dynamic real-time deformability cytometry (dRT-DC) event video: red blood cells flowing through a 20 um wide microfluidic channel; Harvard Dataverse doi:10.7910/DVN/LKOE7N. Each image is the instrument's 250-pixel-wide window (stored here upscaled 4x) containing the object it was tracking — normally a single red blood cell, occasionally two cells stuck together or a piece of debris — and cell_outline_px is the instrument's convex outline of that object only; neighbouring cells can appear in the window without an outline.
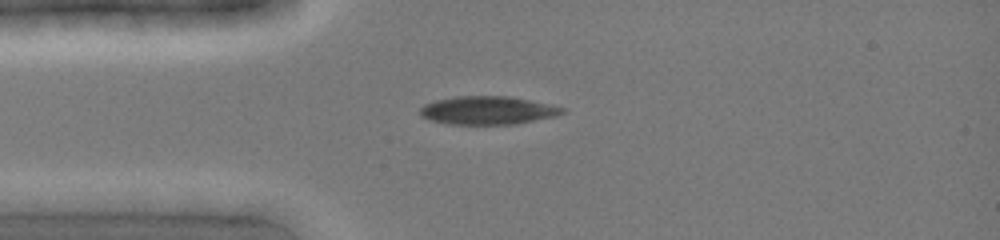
{"species": "common noctule bat (a hibernating species)", "species_latin": "Nyctalus noctula", "temperature_condition": "cold", "stored_images_in_passage": 4, "camera_frame_rate_fps": 3000, "um_per_image_px": 0.085, "animal": {"sex": "female", "body_mass_g": 19.0, "forearm_length_mm": 51.5}, "frame": {"image": 1, "passage_image": 1, "time_ms": 0.0, "image_size_px": [1000, 240], "cell_outline_px": [[564, 112], [556, 116], [516, 124], [448, 124], [432, 120], [420, 116], [420, 108], [424, 104], [436, 100], [456, 96], [508, 96], [552, 104], [564, 108]], "centroid_in_image_um": [41.46, 9.38], "position_along_channel_um": 43.5, "area_um2": 23.41}}
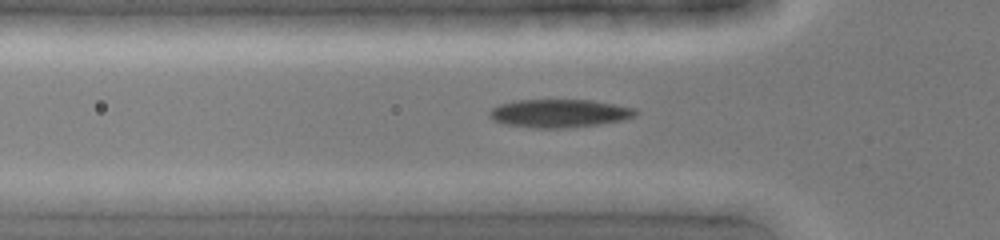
{"frame": {"image": 2, "passage_image": 4, "time_ms": 1.0, "image_size_px": [1000, 240], "cell_outline_px": [[640, 112], [636, 116], [624, 120], [600, 124], [564, 128], [532, 128], [508, 124], [492, 120], [488, 116], [488, 112], [492, 108], [500, 104], [512, 100], [592, 100], [636, 108]], "centroid_in_image_um": [47.56, 9.63], "position_along_channel_um": 78.2, "area_um2": 24.22}}